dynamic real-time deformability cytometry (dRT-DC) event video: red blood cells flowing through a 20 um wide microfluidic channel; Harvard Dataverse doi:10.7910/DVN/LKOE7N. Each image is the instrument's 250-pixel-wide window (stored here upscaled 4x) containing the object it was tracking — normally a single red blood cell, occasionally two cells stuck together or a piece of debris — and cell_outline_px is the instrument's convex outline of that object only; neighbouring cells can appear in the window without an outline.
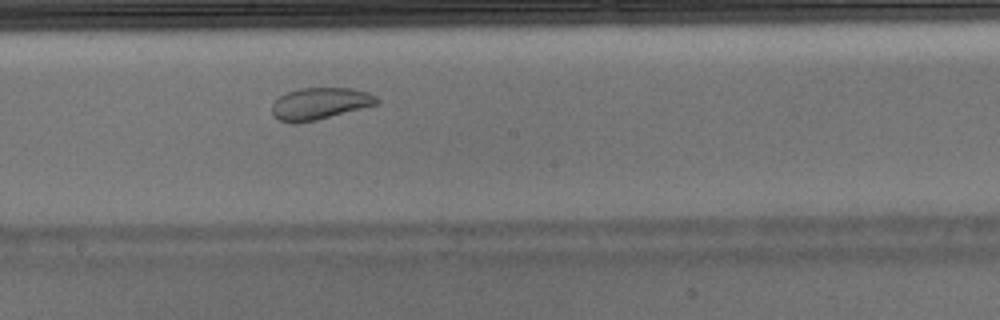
{"species": "Egyptian fruit bat (a non-hibernating species)", "species_latin": "Rousettus aegyptiacus", "temperature_condition": "warm", "stored_images_in_passage": 42, "camera_frame_rate_fps": 3000, "um_per_image_px": 0.085, "animal": {"sex": "male"}, "frame": {"image": 1, "passage_image": 19, "time_ms": 6.0, "image_size_px": [1000, 320], "cell_outline_px": [[380, 104], [316, 120], [296, 124], [292, 124], [280, 120], [272, 116], [272, 104], [280, 96], [288, 92], [300, 88], [352, 88], [368, 92], [376, 96], [380, 100]], "centroid_in_image_um": [27.21, 8.81], "position_along_channel_um": 221.0, "area_um2": 19.65}, "authors_computed_cell_mechanics": {"area_um2": 23.4668, "velocity_mm_per_s": 3.982, "shape_relaxation_time_tau1_ms": null, "shape_relaxation_time_tau2_ms": 0.8838, "deformation_change_tau1": null, "deformation_change_tau2": 0.062}}